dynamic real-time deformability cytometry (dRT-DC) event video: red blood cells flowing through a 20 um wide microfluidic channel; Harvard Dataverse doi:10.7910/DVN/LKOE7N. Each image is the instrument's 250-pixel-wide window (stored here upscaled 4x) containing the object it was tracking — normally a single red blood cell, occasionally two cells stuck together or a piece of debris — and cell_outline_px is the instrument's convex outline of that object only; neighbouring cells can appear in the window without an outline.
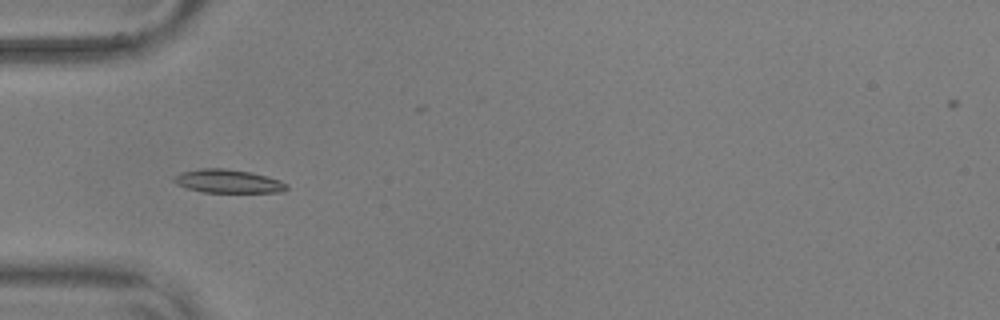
{"species": "common noctule bat (a hibernating species)", "species_latin": "Nyctalus noctula", "temperature_condition": "warm", "stored_images_in_passage": 10, "camera_frame_rate_fps": 3000, "um_per_image_px": 0.085, "animal": {"sex": "male", "body_mass_g": 17.9, "forearm_length_mm": 54.2}, "frame": {"image": 1, "passage_image": 1, "time_ms": 0.0, "image_size_px": [1000, 320], "cell_outline_px": [[288, 188], [284, 192], [204, 192], [188, 188], [176, 184], [172, 180], [172, 176], [184, 172], [200, 168], [224, 168], [252, 172], [280, 180], [288, 184]], "centroid_in_image_um": [19.4, 15.4], "position_along_channel_um": 65.6, "area_um2": 15.43}}
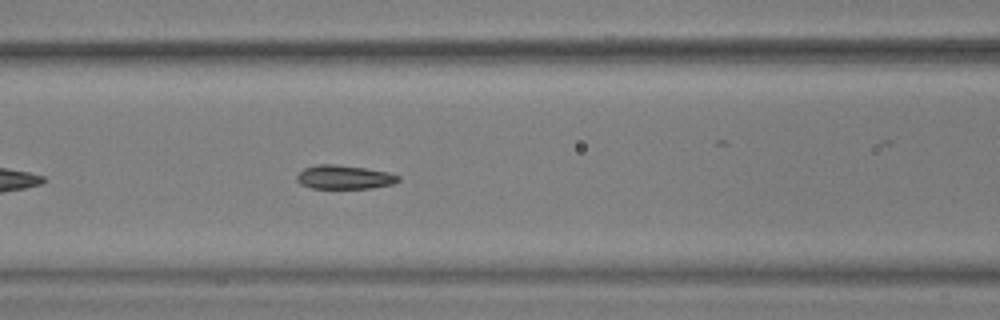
{"frame": {"image": 2, "passage_image": 7, "time_ms": 2.0, "image_size_px": [1000, 320], "cell_outline_px": [[400, 180], [392, 184], [372, 188], [312, 188], [300, 184], [296, 180], [296, 176], [304, 168], [316, 164], [332, 164], [364, 168], [388, 172], [400, 176]], "centroid_in_image_um": [29.25, 15.06], "position_along_channel_um": 137.4, "area_um2": 14.05}}